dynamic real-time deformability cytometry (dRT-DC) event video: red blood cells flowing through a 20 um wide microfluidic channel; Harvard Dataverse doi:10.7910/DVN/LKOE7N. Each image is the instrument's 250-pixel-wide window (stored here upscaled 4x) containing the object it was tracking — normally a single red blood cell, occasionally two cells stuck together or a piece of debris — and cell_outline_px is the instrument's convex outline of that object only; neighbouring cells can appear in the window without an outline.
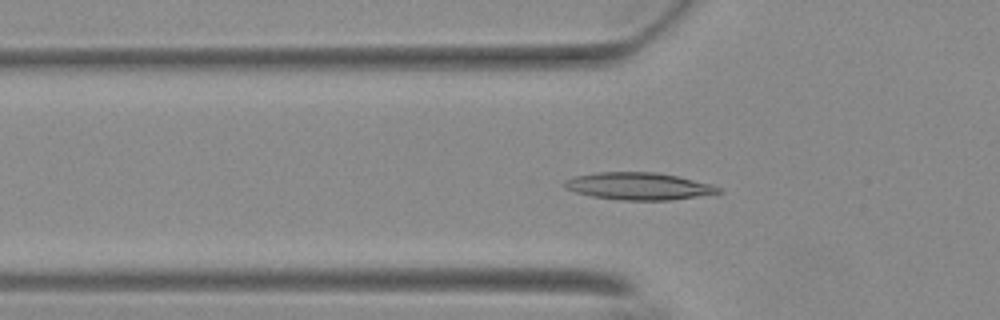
{"species": "Egyptian fruit bat (a non-hibernating species)", "species_latin": "Rousettus aegyptiacus", "temperature_condition": "warm", "stored_images_in_passage": 42, "camera_frame_rate_fps": 3000, "um_per_image_px": 0.085, "animal": {"sex": "female"}, "frame": {"image": 1, "passage_image": 5, "time_ms": 1.333, "image_size_px": [1000, 320], "cell_outline_px": [[724, 192], [672, 200], [620, 200], [592, 196], [576, 192], [564, 188], [564, 180], [576, 176], [596, 172], [656, 172], [676, 176], [712, 184], [720, 188]], "centroid_in_image_um": [54.29, 15.82], "position_along_channel_um": 71.5, "area_um2": 24.39}}
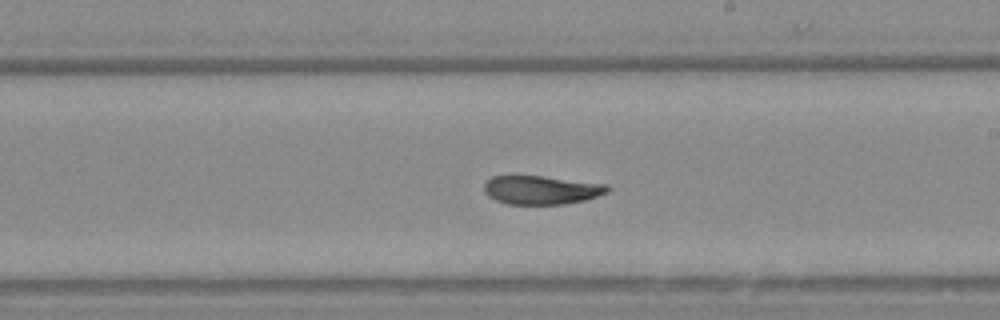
{"frame": {"image": 2, "passage_image": 19, "time_ms": 6.0, "image_size_px": [1000, 320], "cell_outline_px": [[608, 192], [584, 200], [564, 204], [508, 204], [496, 200], [488, 196], [484, 192], [484, 184], [492, 176], [540, 176], [608, 184]], "centroid_in_image_um": [45.99, 16.15], "position_along_channel_um": 243.0, "area_um2": 20.4}}
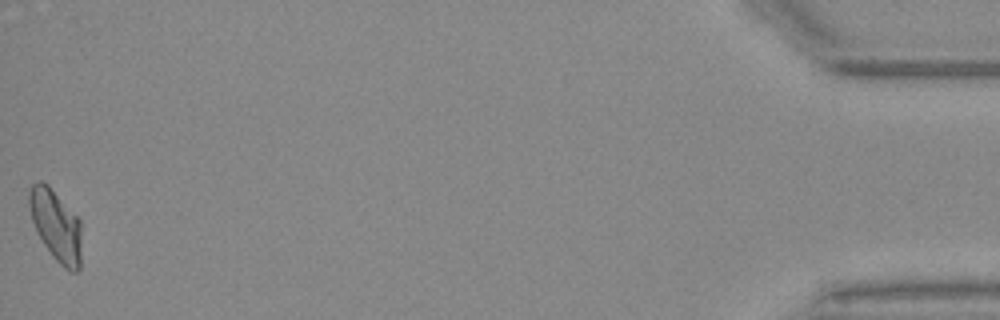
{"frame": {"image": 3, "passage_image": 42, "time_ms": 13.667, "image_size_px": [1000, 320], "cell_outline_px": [[80, 268], [76, 272], [72, 272], [64, 268], [52, 256], [44, 244], [32, 220], [28, 204], [28, 192], [32, 184], [36, 180], [40, 180], [48, 184], [80, 220]], "centroid_in_image_um": [4.74, 19.13], "position_along_channel_um": 430.5, "area_um2": 21.56}, "authors_computed_cell_mechanics": {"area_um2": 21.3571, "velocity_mm_per_s": 3.6836, "shape_relaxation_time_tau1_ms": 6.163, "shape_relaxation_time_tau2_ms": 2.0962, "deformation_change_tau1": 0.2056, "deformation_change_tau2": 0.0853}}